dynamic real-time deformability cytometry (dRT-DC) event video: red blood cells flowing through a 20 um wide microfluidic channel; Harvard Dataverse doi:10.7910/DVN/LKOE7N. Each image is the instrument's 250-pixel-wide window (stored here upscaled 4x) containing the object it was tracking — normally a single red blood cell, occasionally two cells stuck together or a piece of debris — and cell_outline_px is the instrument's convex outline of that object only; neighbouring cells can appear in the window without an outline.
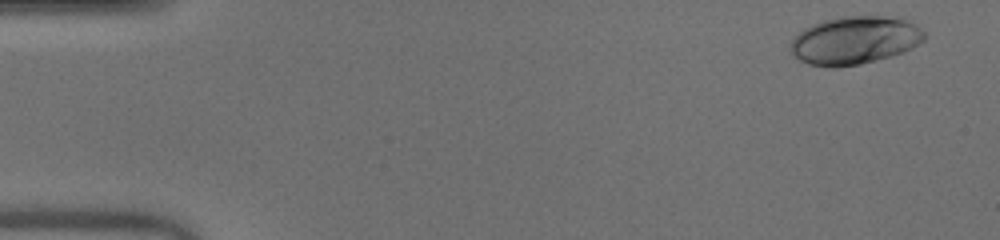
{"species": "human", "species_latin": "Homo sapiens", "temperature_condition": "warm", "stored_images_in_passage": 45, "camera_frame_rate_fps": 3000, "um_per_image_px": 0.085, "donor": {"sex": "male"}, "frame": {"image": 1, "passage_image": 3, "time_ms": 0.667, "image_size_px": [1000, 240], "cell_outline_px": [[928, 36], [924, 40], [912, 48], [904, 52], [892, 56], [860, 64], [836, 68], [828, 68], [808, 64], [800, 60], [792, 52], [792, 40], [804, 28], [812, 24], [824, 20], [840, 16], [904, 16], [916, 24]], "centroid_in_image_um": [72.73, 3.41], "position_along_channel_um": 12.3, "area_um2": 37.92}}
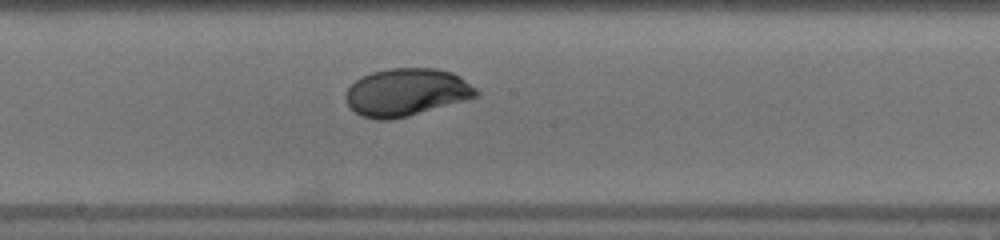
{"frame": {"image": 2, "passage_image": 28, "time_ms": 9.0, "image_size_px": [1000, 240], "cell_outline_px": [[480, 96], [468, 100], [408, 116], [388, 120], [376, 120], [360, 116], [344, 100], [344, 96], [348, 88], [356, 80], [372, 72], [392, 68], [436, 68], [452, 72], [460, 76], [476, 88], [480, 92]], "centroid_in_image_um": [34.58, 7.85], "position_along_channel_um": 213.6, "area_um2": 36.41}}
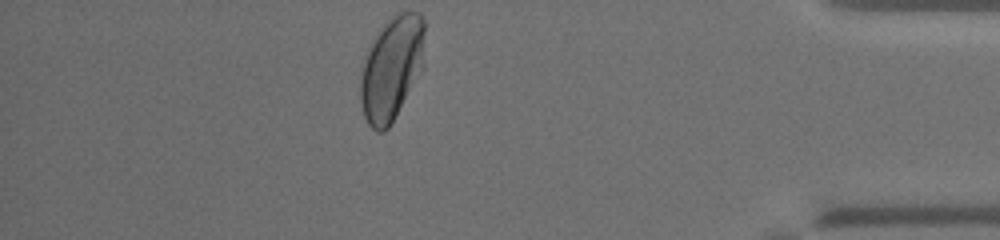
{"frame": {"image": 3, "passage_image": 45, "time_ms": 14.667, "image_size_px": [1000, 240], "cell_outline_px": [[424, 32], [420, 68], [388, 128], [384, 132], [376, 132], [368, 124], [364, 116], [360, 100], [360, 64], [372, 40], [384, 24], [396, 12], [420, 12], [424, 20]], "centroid_in_image_um": [33.21, 5.77], "position_along_channel_um": 402.0, "area_um2": 38.09}, "authors_computed_cell_mechanics": {"area_um2": 35.836, "velocity_mm_per_s": 4.0332, "shape_relaxation_time_tau1_ms": 3.0063, "shape_relaxation_time_tau2_ms": null, "deformation_change_tau1": 0.1535, "deformation_change_tau2": null}}